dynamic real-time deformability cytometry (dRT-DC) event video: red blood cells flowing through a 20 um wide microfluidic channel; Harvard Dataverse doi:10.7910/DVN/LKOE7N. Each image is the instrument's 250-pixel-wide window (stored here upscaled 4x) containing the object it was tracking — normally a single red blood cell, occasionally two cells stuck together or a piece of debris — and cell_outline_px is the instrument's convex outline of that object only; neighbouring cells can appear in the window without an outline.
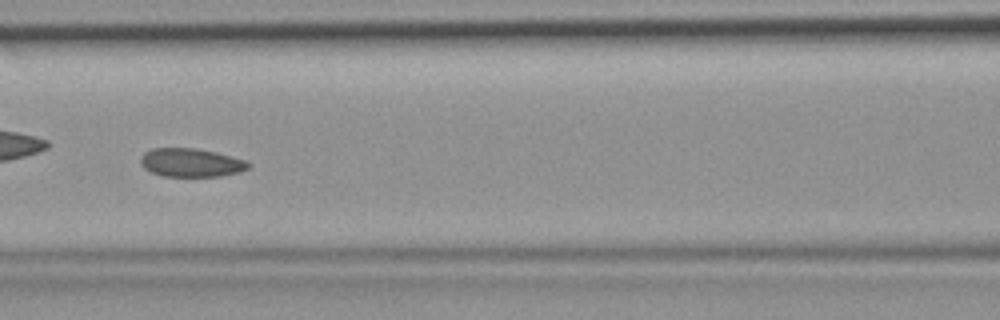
{"species": "common noctule bat (a hibernating species)", "species_latin": "Nyctalus noctula", "temperature_condition": "room temperature", "stored_images_in_passage": 49, "camera_frame_rate_fps": 3000, "um_per_image_px": 0.085, "animal": {"sex": "female", "body_mass_g": 19.9}, "frame": {"image": 1, "passage_image": 22, "time_ms": 7.0, "image_size_px": [1000, 320], "cell_outline_px": [[252, 164], [248, 168], [240, 172], [220, 176], [164, 176], [152, 172], [144, 168], [140, 164], [140, 156], [144, 152], [152, 148], [196, 148], [216, 152], [248, 160]], "centroid_in_image_um": [16.26, 13.81], "position_along_channel_um": 150.3, "area_um2": 18.09}}